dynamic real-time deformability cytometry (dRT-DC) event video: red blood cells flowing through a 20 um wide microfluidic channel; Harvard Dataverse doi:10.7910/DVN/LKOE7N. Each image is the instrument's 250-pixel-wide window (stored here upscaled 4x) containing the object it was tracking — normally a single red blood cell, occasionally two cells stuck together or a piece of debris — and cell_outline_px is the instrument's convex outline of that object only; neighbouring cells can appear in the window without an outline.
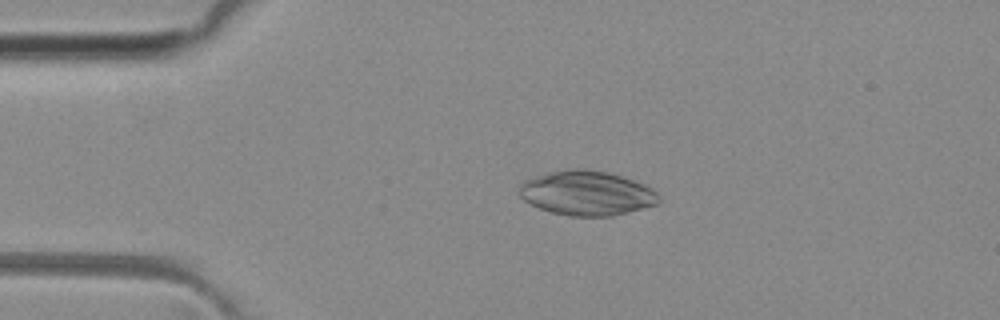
{"species": "common noctule bat (a hibernating species)", "species_latin": "Nyctalus noctula", "temperature_condition": "room temperature", "stored_images_in_passage": 50, "camera_frame_rate_fps": 3000, "um_per_image_px": 0.085, "animal": {"sex": "female", "body_mass_g": 29.2, "forearm_length_mm": 56.3}, "frame": {"image": 1, "passage_image": 11, "time_ms": 3.333, "image_size_px": [1000, 320], "cell_outline_px": [[660, 200], [656, 204], [628, 212], [612, 216], [568, 216], [552, 212], [540, 208], [524, 200], [520, 196], [520, 184], [524, 180], [536, 176], [564, 168], [588, 168], [608, 172], [644, 184], [652, 188], [660, 196]], "centroid_in_image_um": [49.87, 16.4], "position_along_channel_um": 35.1, "area_um2": 36.24}}
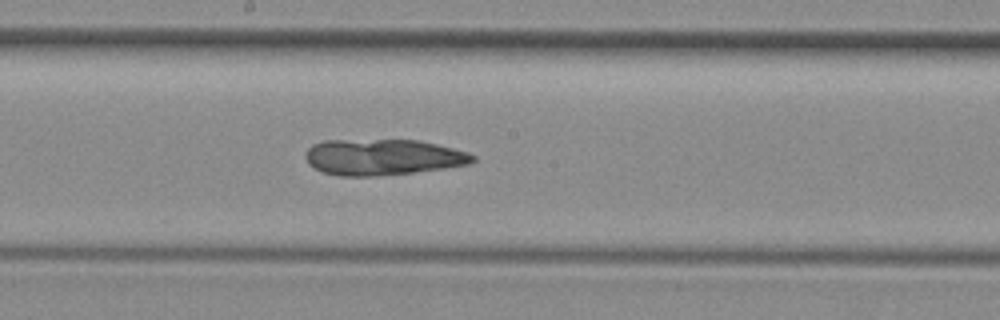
{"frame": {"image": 2, "passage_image": 27, "time_ms": 8.667, "image_size_px": [1000, 320], "cell_outline_px": [[476, 160], [468, 164], [444, 168], [380, 176], [340, 176], [320, 172], [312, 168], [308, 164], [304, 156], [304, 152], [312, 144], [324, 140], [420, 140], [468, 152], [476, 156]], "centroid_in_image_um": [32.48, 13.36], "position_along_channel_um": 215.7, "area_um2": 35.43}}
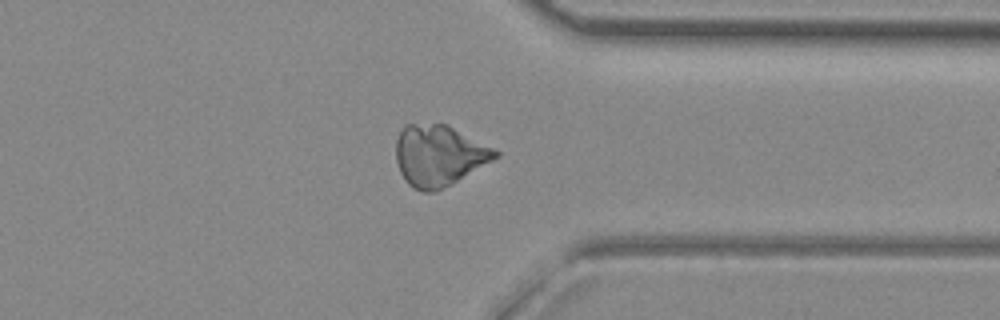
{"frame": {"image": 3, "passage_image": 39, "time_ms": 12.667, "image_size_px": [1000, 320], "cell_outline_px": [[500, 156], [436, 192], [424, 192], [412, 188], [408, 184], [400, 172], [396, 160], [396, 140], [400, 128], [404, 124], [448, 124], [500, 152]], "centroid_in_image_um": [37.27, 13.21], "position_along_channel_um": 374.1, "area_um2": 35.26}}